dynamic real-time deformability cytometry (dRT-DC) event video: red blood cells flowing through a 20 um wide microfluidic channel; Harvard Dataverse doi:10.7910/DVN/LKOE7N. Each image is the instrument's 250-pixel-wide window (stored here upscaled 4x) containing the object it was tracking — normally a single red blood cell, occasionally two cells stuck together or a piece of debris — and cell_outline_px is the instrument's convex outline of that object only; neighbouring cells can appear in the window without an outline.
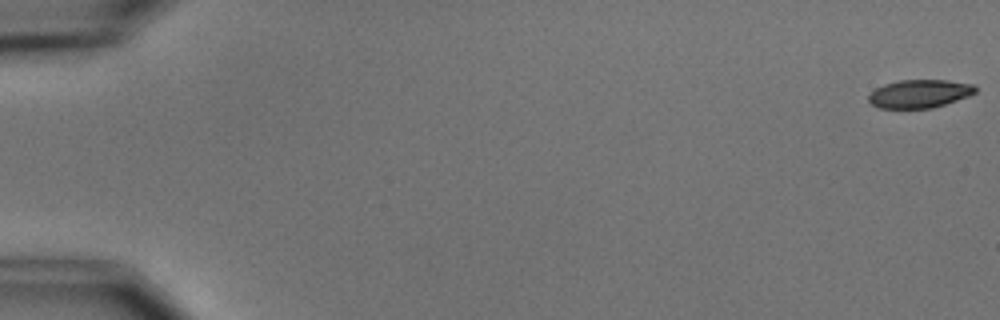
{"species": "common noctule bat (a hibernating species)", "species_latin": "Nyctalus noctula", "temperature_condition": "cold", "stored_images_in_passage": 6, "camera_frame_rate_fps": 3000, "um_per_image_px": 0.085, "animal": {"sex": "male", "body_mass_g": 15.6}, "frame": {"image": 1, "passage_image": 1, "time_ms": 0.0, "image_size_px": [1000, 320], "cell_outline_px": [[976, 92], [968, 96], [932, 108], [880, 108], [872, 104], [868, 100], [868, 96], [876, 88], [884, 84], [900, 80], [948, 80], [972, 84], [976, 88]], "centroid_in_image_um": [78.15, 7.96], "position_along_channel_um": 6.9, "area_um2": 17.4}}
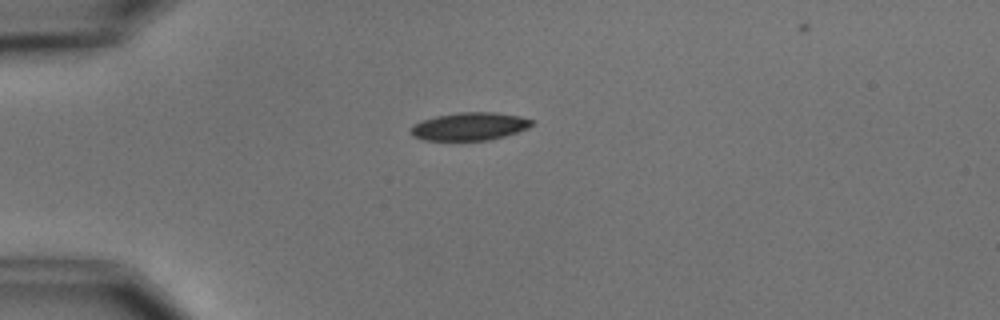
{"frame": {"image": 2, "passage_image": 5, "time_ms": 4.667, "image_size_px": [1000, 320], "cell_outline_px": [[536, 124], [528, 128], [504, 136], [488, 140], [424, 140], [412, 136], [412, 128], [416, 124], [424, 120], [436, 116], [460, 112], [496, 112], [520, 116], [536, 120]], "centroid_in_image_um": [40.0, 10.74], "position_along_channel_um": 45.0, "area_um2": 19.59}}